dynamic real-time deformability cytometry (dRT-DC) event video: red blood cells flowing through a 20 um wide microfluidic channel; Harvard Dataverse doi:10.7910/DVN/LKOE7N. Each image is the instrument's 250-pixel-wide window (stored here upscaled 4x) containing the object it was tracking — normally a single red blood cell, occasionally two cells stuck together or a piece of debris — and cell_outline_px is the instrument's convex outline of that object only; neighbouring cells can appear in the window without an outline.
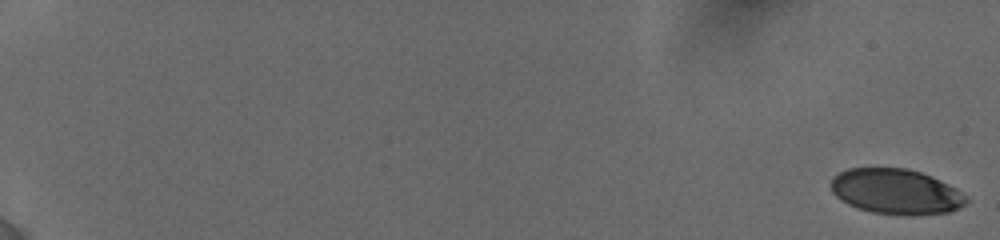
{"species": "human", "species_latin": "Homo sapiens", "temperature_condition": "cold", "stored_images_in_passage": 83, "camera_frame_rate_fps": 3000, "um_per_image_px": 0.085, "donor": {"sex": "female"}, "frame": {"image": 1, "passage_image": 1, "time_ms": 0.0, "image_size_px": [1000, 240], "cell_outline_px": [[968, 200], [960, 208], [948, 212], [912, 216], [904, 216], [872, 212], [856, 208], [840, 200], [832, 192], [828, 184], [832, 176], [848, 168], [908, 168], [932, 176], [956, 188], [968, 196]], "centroid_in_image_um": [76.14, 16.29], "position_along_channel_um": 8.9, "area_um2": 36.3}}
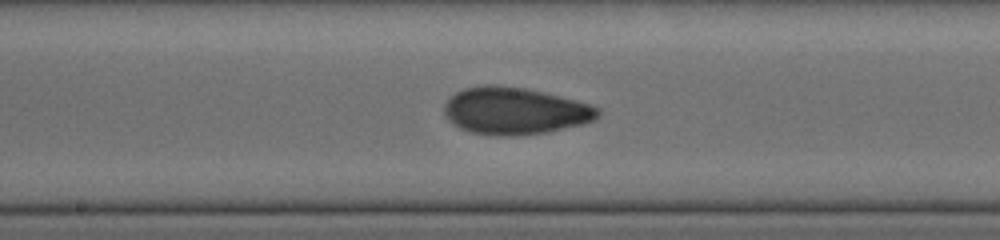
{"frame": {"image": 2, "passage_image": 51, "time_ms": 11.0, "image_size_px": [1000, 240], "cell_outline_px": [[600, 116], [584, 124], [548, 132], [508, 136], [496, 136], [472, 132], [460, 128], [448, 120], [444, 112], [444, 104], [456, 92], [464, 88], [484, 84], [492, 84], [524, 88], [592, 104], [600, 108]], "centroid_in_image_um": [43.77, 9.43], "position_along_channel_um": 204.4, "area_um2": 42.14}}
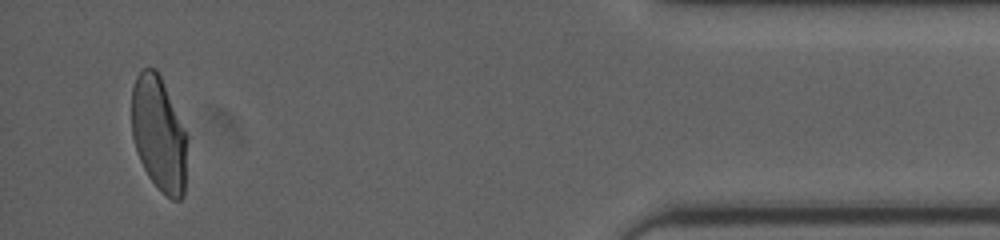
{"frame": {"image": 3, "passage_image": 79, "time_ms": 18.0, "image_size_px": [1000, 240], "cell_outline_px": [[188, 136], [184, 196], [180, 200], [172, 200], [148, 176], [136, 152], [132, 136], [132, 88], [136, 76], [144, 68], [156, 68], [164, 84]], "centroid_in_image_um": [13.51, 11.38], "position_along_channel_um": 421.7, "area_um2": 37.17}, "authors_computed_cell_mechanics": {"area_um2": 38.726, "velocity_mm_per_s": 3.8473, "shape_relaxation_time_tau1_ms": 6.2704, "shape_relaxation_time_tau2_ms": 1.3856, "deformation_change_tau1": 0.1745, "deformation_change_tau2": 0.0594}}